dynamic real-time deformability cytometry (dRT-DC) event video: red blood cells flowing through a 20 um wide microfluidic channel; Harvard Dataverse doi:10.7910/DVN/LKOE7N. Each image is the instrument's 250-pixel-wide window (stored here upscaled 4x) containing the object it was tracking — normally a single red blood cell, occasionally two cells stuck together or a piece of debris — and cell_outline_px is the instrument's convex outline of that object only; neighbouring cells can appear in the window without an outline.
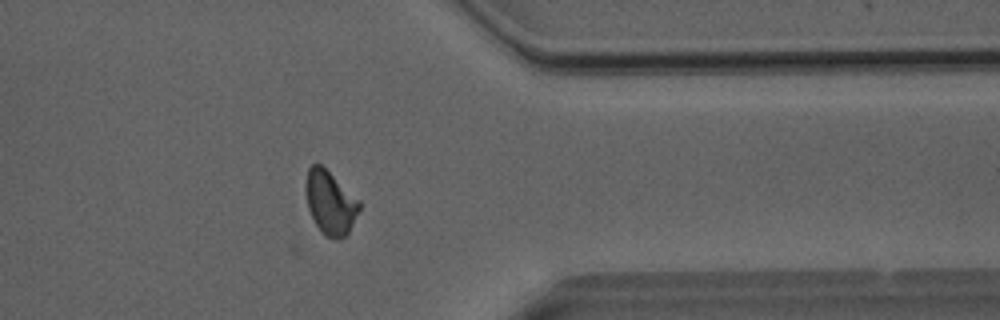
{"species": "Egyptian fruit bat (a non-hibernating species)", "species_latin": "Rousettus aegyptiacus", "temperature_condition": "room temperature", "stored_images_in_passage": 40, "camera_frame_rate_fps": 3000, "um_per_image_px": 0.085, "animal": {"sex": "male"}, "frame": {"image": 1, "passage_image": 29, "time_ms": 9.333, "image_size_px": [1000, 320], "cell_outline_px": [[360, 208], [348, 236], [336, 240], [324, 236], [316, 224], [308, 208], [304, 184], [308, 168], [312, 164], [320, 164], [360, 200]], "centroid_in_image_um": [28.07, 17.25], "position_along_channel_um": 383.3, "area_um2": 20.0}, "authors_computed_cell_mechanics": {"area_um2": 19.9988, "velocity_mm_per_s": 4.0583, "shape_relaxation_time_tau1_ms": 6.4014, "shape_relaxation_time_tau2_ms": 1.8338, "deformation_change_tau1": 0.1622, "deformation_change_tau2": 0.0845}}